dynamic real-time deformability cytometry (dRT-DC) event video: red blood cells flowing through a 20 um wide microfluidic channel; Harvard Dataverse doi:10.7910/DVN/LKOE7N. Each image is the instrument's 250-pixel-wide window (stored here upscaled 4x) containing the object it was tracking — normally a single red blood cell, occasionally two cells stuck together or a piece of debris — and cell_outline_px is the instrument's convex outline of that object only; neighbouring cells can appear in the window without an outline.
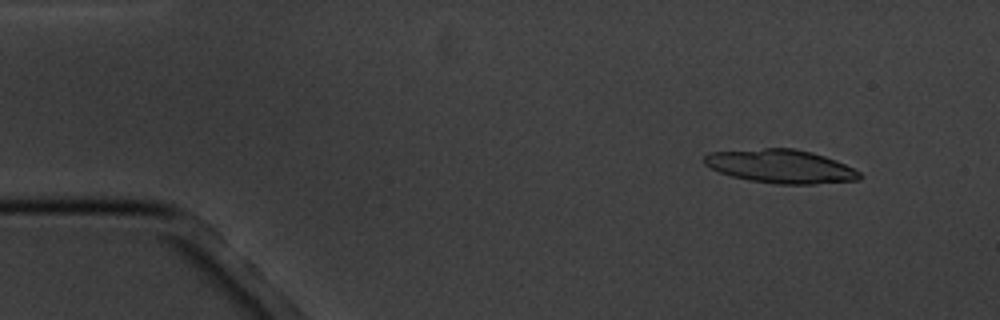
{"species": "common noctule bat (a hibernating species)", "species_latin": "Nyctalus noctula", "temperature_condition": "cold", "stored_images_in_passage": 6, "segment_of_instrument_passage": [1, 2], "camera_frame_rate_fps": 3000, "um_per_image_px": 0.085, "animal": {"sex": "male", "body_mass_g": 20.1, "forearm_length_mm": 53.5}, "frame": {"image": 1, "passage_image": 2, "time_ms": 1.333, "image_size_px": [1000, 320], "cell_outline_px": [[864, 176], [860, 180], [816, 184], [776, 184], [748, 180], [732, 176], [720, 172], [704, 164], [704, 156], [712, 152], [764, 148], [796, 148], [812, 152], [836, 160], [860, 172]], "centroid_in_image_um": [66.4, 14.14], "position_along_channel_um": 18.6, "area_um2": 30.4}}